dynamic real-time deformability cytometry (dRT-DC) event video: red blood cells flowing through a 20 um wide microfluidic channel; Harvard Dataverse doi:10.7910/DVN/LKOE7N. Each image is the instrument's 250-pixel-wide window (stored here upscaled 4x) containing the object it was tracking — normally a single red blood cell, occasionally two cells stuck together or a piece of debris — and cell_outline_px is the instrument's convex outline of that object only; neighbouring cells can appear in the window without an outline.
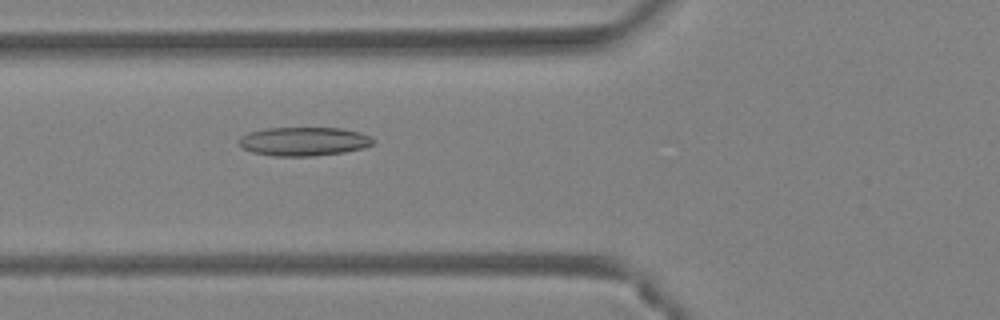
{"species": "Egyptian fruit bat (a non-hibernating species)", "species_latin": "Rousettus aegyptiacus", "temperature_condition": "warm", "stored_images_in_passage": 38, "camera_frame_rate_fps": 3000, "um_per_image_px": 0.085, "animal": {"sex": "female"}, "frame": {"image": 1, "passage_image": 10, "time_ms": 3.0, "image_size_px": [1000, 320], "cell_outline_px": [[376, 140], [372, 144], [364, 148], [344, 152], [312, 156], [276, 156], [252, 152], [244, 148], [236, 140], [240, 136], [248, 132], [268, 128], [340, 128], [360, 132], [372, 136]], "centroid_in_image_um": [25.84, 12.01], "position_along_channel_um": 100.0, "area_um2": 22.6}}
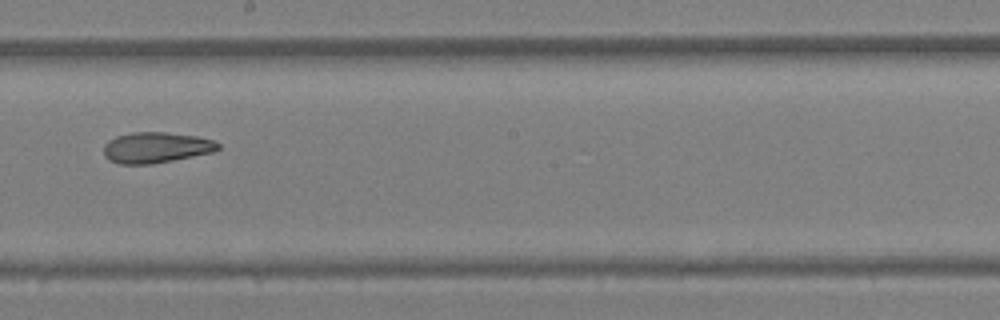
{"frame": {"image": 2, "passage_image": 19, "time_ms": 6.0, "image_size_px": [1000, 320], "cell_outline_px": [[220, 148], [216, 152], [152, 164], [116, 164], [108, 160], [104, 156], [104, 144], [108, 140], [116, 136], [132, 132], [164, 132], [196, 136], [212, 140], [220, 144]], "centroid_in_image_um": [13.25, 12.55], "position_along_channel_um": 234.9, "area_um2": 20.75}}
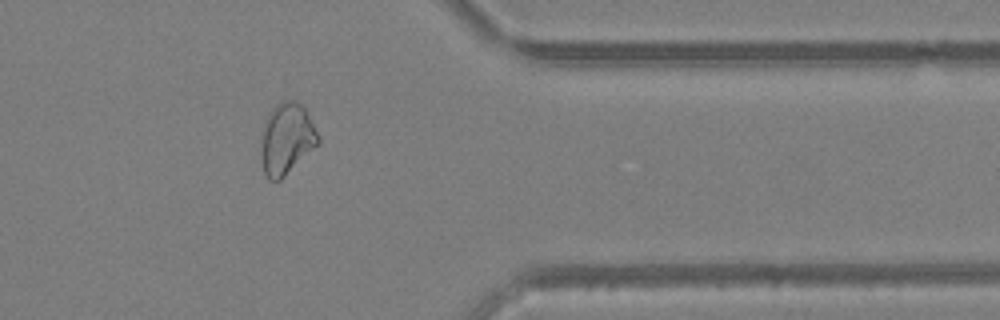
{"frame": {"image": 3, "passage_image": 30, "time_ms": 9.667, "image_size_px": [1000, 320], "cell_outline_px": [[320, 144], [280, 180], [268, 180], [264, 172], [260, 156], [260, 132], [264, 120], [272, 108], [276, 104], [284, 100], [296, 100], [304, 108], [320, 140]], "centroid_in_image_um": [24.31, 11.81], "position_along_channel_um": 387.1, "area_um2": 24.04}, "authors_computed_cell_mechanics": {"area_um2": 22.4842, "velocity_mm_per_s": 4.4948, "shape_relaxation_time_tau1_ms": null, "shape_relaxation_time_tau2_ms": 3.396, "deformation_change_tau1": null, "deformation_change_tau2": 0.1194}}